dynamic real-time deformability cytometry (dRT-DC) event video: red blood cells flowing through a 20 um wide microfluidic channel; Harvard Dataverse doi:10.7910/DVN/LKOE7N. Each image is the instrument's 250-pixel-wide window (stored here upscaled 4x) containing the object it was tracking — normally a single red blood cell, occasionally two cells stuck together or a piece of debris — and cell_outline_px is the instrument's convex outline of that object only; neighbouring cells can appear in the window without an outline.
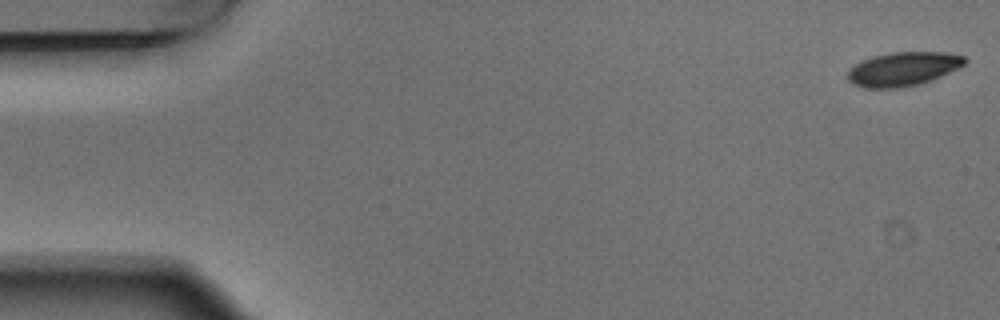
{"species": "Egyptian fruit bat (a non-hibernating species)", "species_latin": "Rousettus aegyptiacus", "temperature_condition": "warm", "stored_images_in_passage": 4, "camera_frame_rate_fps": 3000, "um_per_image_px": 0.085, "animal": {"sex": "male"}, "frame": {"image": 1, "passage_image": 1, "time_ms": 0.0, "image_size_px": [1000, 320], "cell_outline_px": [[968, 60], [964, 64], [940, 76], [920, 84], [900, 88], [864, 88], [852, 84], [848, 80], [848, 72], [856, 64], [872, 56], [892, 52], [948, 52], [964, 56]], "centroid_in_image_um": [76.76, 5.86], "position_along_channel_um": 8.2, "area_um2": 23.0}}